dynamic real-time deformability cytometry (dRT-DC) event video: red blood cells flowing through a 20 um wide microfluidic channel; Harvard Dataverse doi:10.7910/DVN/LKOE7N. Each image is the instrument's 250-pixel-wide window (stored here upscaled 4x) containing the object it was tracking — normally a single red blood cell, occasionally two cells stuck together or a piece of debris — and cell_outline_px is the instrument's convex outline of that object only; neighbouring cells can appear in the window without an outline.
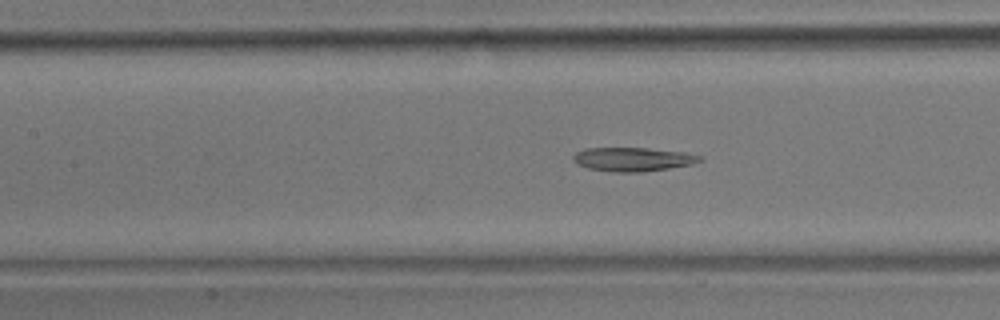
{"species": "common noctule bat (a hibernating species)", "species_latin": "Nyctalus noctula", "temperature_condition": "room temperature", "stored_images_in_passage": 27, "camera_frame_rate_fps": 3000, "um_per_image_px": 0.085, "animal": {"sex": "male", "body_mass_g": 17.9}, "frame": {"image": 1, "passage_image": 10, "time_ms": 3.0, "image_size_px": [1000, 320], "cell_outline_px": [[704, 160], [692, 164], [668, 168], [640, 172], [612, 172], [588, 168], [576, 164], [572, 160], [572, 156], [576, 152], [584, 148], [648, 148], [684, 152], [704, 156]], "centroid_in_image_um": [53.79, 13.53], "position_along_channel_um": 153.6, "area_um2": 17.74}}
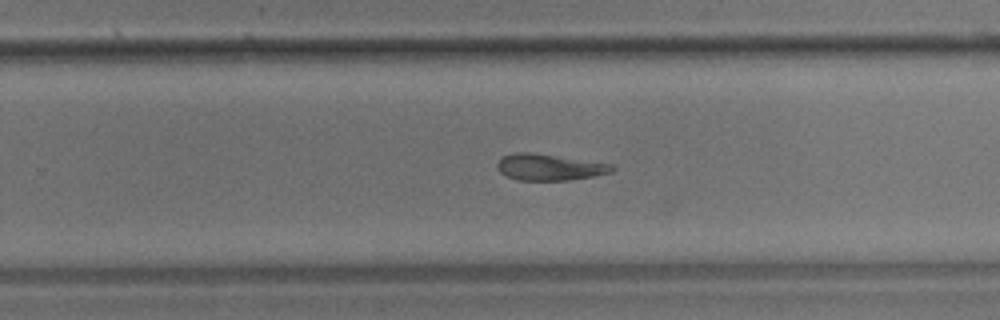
{"frame": {"image": 2, "passage_image": 21, "time_ms": 6.667, "image_size_px": [1000, 320], "cell_outline_px": [[616, 168], [612, 172], [592, 176], [568, 180], [516, 180], [504, 176], [496, 168], [496, 164], [500, 156], [512, 152], [532, 152], [612, 164]], "centroid_in_image_um": [46.61, 14.2], "position_along_channel_um": 283.2, "area_um2": 17.86}}
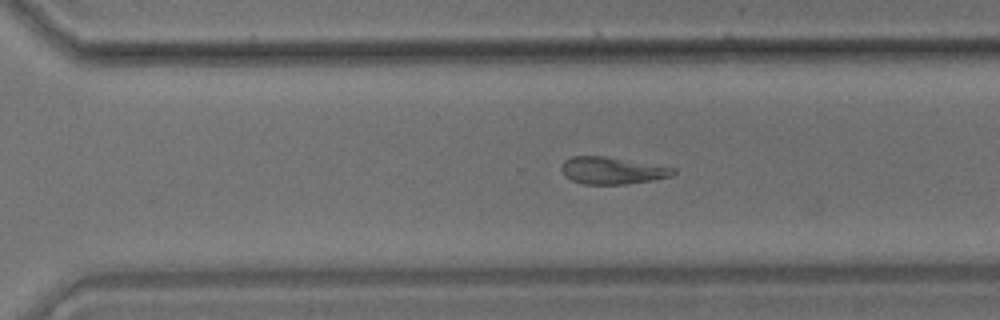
{"frame": {"image": 3, "passage_image": 24, "time_ms": 7.667, "image_size_px": [1000, 320], "cell_outline_px": [[676, 172], [672, 176], [652, 180], [624, 184], [584, 184], [572, 180], [564, 176], [560, 168], [560, 164], [564, 160], [572, 156], [604, 156], [676, 168]], "centroid_in_image_um": [51.99, 14.49], "position_along_channel_um": 318.6, "area_um2": 17.63}}